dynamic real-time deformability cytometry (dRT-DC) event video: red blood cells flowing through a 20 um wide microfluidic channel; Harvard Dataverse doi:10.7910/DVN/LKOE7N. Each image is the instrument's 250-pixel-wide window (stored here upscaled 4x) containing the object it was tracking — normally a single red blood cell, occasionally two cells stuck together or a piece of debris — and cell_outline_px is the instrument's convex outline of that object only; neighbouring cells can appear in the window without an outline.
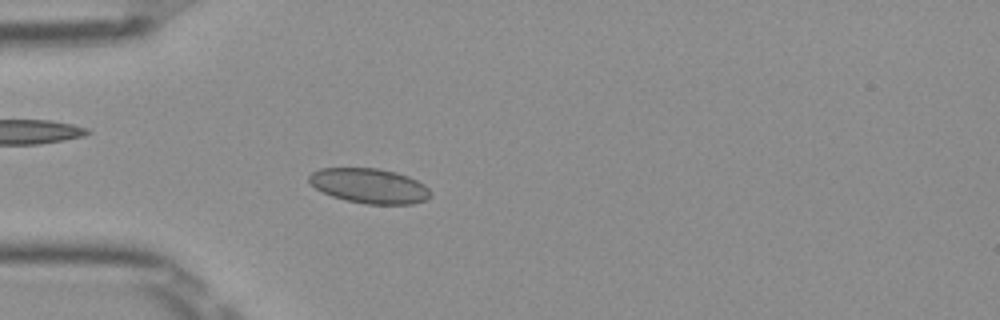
{"species": "Egyptian fruit bat (a non-hibernating species)", "species_latin": "Rousettus aegyptiacus", "temperature_condition": "room temperature", "stored_images_in_passage": 48, "camera_frame_rate_fps": 3000, "um_per_image_px": 0.085, "frame": {"image": 1, "passage_image": 15, "time_ms": 4.667, "image_size_px": [1000, 320], "cell_outline_px": [[432, 196], [424, 200], [412, 204], [364, 204], [332, 196], [316, 188], [308, 180], [308, 176], [312, 172], [320, 168], [376, 168], [396, 172], [408, 176], [424, 184], [432, 192]], "centroid_in_image_um": [31.42, 15.79], "position_along_channel_um": 53.6, "area_um2": 24.62}}
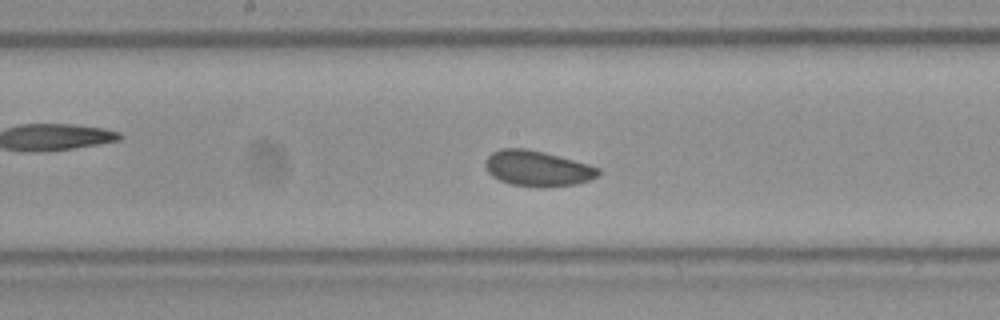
{"frame": {"image": 2, "passage_image": 27, "time_ms": 8.667, "image_size_px": [1000, 320], "cell_outline_px": [[600, 172], [596, 176], [588, 180], [576, 184], [540, 188], [536, 188], [512, 184], [500, 180], [492, 176], [488, 172], [484, 164], [484, 160], [492, 152], [500, 148], [528, 148], [560, 156], [588, 164], [600, 168]], "centroid_in_image_um": [45.65, 14.31], "position_along_channel_um": 202.5, "area_um2": 23.58}}
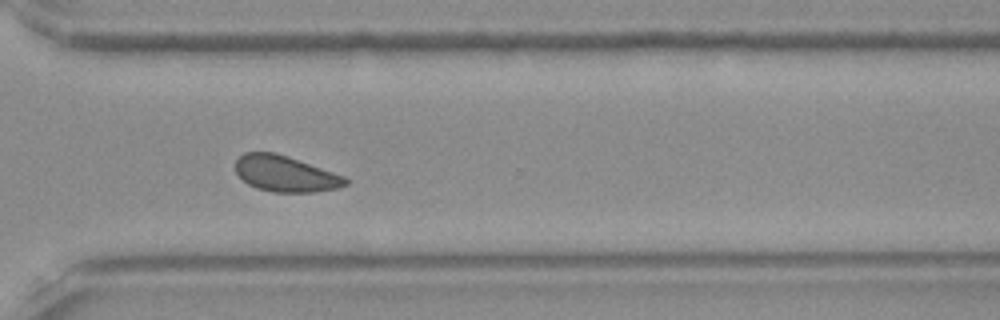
{"frame": {"image": 3, "passage_image": 38, "time_ms": 12.333, "image_size_px": [1000, 320], "cell_outline_px": [[348, 184], [336, 188], [316, 192], [272, 192], [256, 188], [248, 184], [236, 172], [236, 160], [244, 152], [276, 152], [288, 156], [344, 176], [348, 180]], "centroid_in_image_um": [24.25, 14.77], "position_along_channel_um": 346.4, "area_um2": 22.95}, "authors_computed_cell_mechanics": {"area_um2": 23.698, "velocity_mm_per_s": 3.9243, "shape_relaxation_time_tau1_ms": null, "shape_relaxation_time_tau2_ms": 5.9813, "deformation_change_tau1": null, "deformation_change_tau2": 0.0874}}